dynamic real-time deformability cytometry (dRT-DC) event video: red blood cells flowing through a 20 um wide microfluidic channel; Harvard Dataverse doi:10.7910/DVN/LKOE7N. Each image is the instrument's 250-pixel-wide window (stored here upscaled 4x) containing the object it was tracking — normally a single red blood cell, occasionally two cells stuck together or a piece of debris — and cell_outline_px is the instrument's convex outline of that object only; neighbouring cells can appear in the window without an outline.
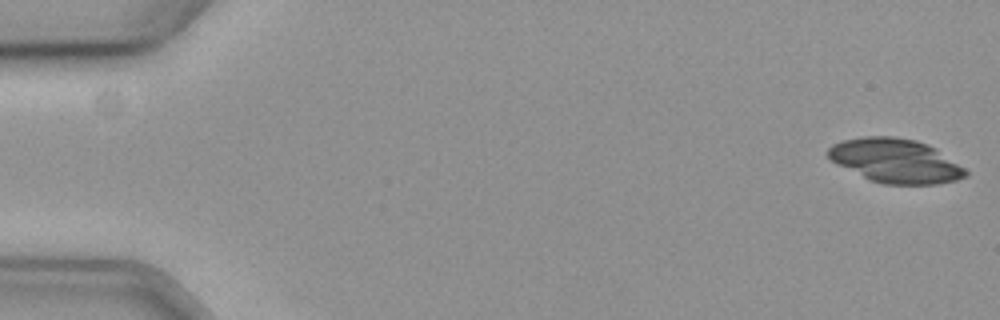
{"species": "common noctule bat (a hibernating species)", "species_latin": "Nyctalus noctula", "temperature_condition": "cold", "stored_images_in_passage": 7, "camera_frame_rate_fps": 3000, "um_per_image_px": 0.085, "animal": {"sex": "female", "body_mass_g": 19.3, "forearm_length_mm": 54.1}, "frame": {"image": 1, "passage_image": 1, "time_ms": 0.0, "image_size_px": [1000, 320], "cell_outline_px": [[968, 176], [956, 180], [936, 184], [884, 184], [868, 180], [832, 160], [828, 156], [828, 148], [832, 144], [840, 140], [864, 136], [892, 136], [916, 140], [928, 144], [936, 148], [964, 168], [968, 172]], "centroid_in_image_um": [76.12, 13.66], "position_along_channel_um": 8.9, "area_um2": 35.26}}